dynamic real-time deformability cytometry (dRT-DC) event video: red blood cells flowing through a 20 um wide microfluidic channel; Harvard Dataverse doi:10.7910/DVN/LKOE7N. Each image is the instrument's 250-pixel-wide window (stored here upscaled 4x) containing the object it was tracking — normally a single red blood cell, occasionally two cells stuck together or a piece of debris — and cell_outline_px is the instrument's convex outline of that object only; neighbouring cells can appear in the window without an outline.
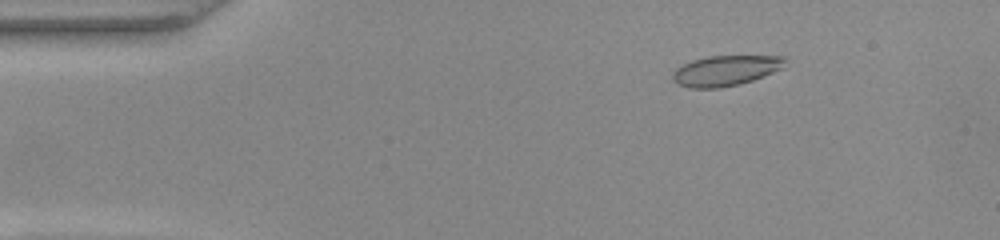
{"species": "common noctule bat (a hibernating species)", "species_latin": "Nyctalus noctula", "temperature_condition": "warm", "stored_images_in_passage": 15, "camera_frame_rate_fps": 3000, "um_per_image_px": 0.085, "animal": {"sex": "female", "body_mass_g": 22.0, "forearm_length_mm": 56.7}, "frame": {"image": 1, "passage_image": 7, "time_ms": 2.0, "image_size_px": [1000, 240], "cell_outline_px": [[784, 68], [764, 76], [740, 84], [720, 88], [692, 88], [676, 84], [672, 80], [672, 72], [676, 68], [692, 60], [708, 56], [784, 56]], "centroid_in_image_um": [61.65, 6.01], "position_along_channel_um": 23.4, "area_um2": 19.94}}